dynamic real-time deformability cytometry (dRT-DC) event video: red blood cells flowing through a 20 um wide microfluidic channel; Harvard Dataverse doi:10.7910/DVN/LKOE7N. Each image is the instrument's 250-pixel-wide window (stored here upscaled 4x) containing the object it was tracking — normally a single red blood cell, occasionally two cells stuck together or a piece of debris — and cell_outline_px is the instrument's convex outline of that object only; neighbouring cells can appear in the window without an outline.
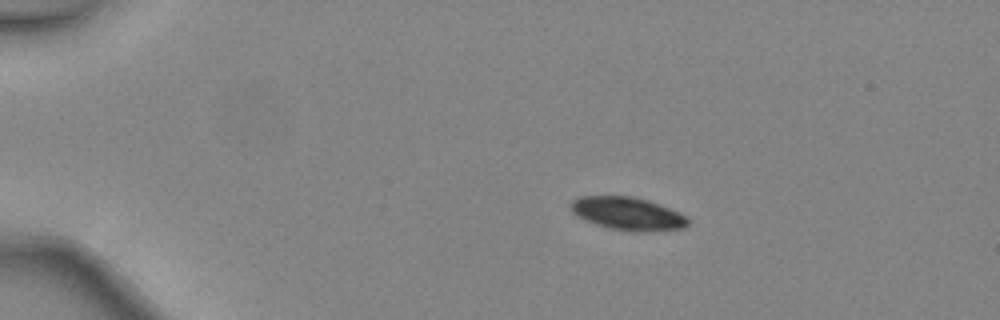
{"species": "common noctule bat (a hibernating species)", "species_latin": "Nyctalus noctula", "temperature_condition": "warm", "stored_images_in_passage": 4, "camera_frame_rate_fps": 3000, "um_per_image_px": 0.085, "animal": {"sex": "female", "body_mass_g": 24.6, "forearm_length_mm": 56.2}, "frame": {"image": 1, "passage_image": 1, "time_ms": 0.0, "image_size_px": [1000, 320], "cell_outline_px": [[688, 224], [684, 228], [640, 232], [636, 232], [608, 228], [584, 220], [572, 212], [568, 204], [572, 200], [580, 196], [632, 196], [648, 200], [660, 204], [680, 212], [688, 216]], "centroid_in_image_um": [53.35, 18.15], "position_along_channel_um": 31.7, "area_um2": 22.72}}
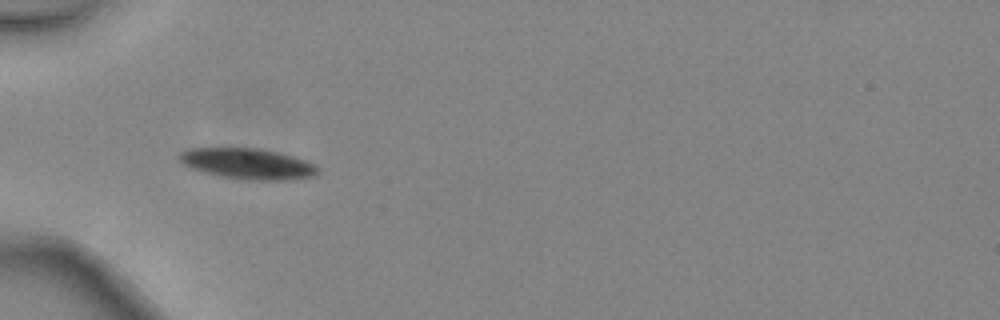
{"frame": {"image": 2, "passage_image": 3, "time_ms": 0.667, "image_size_px": [1000, 320], "cell_outline_px": [[320, 168], [312, 176], [284, 180], [248, 180], [220, 176], [204, 172], [192, 168], [184, 164], [176, 156], [180, 152], [188, 148], [260, 148], [280, 152], [304, 160]], "centroid_in_image_um": [21.01, 13.9], "position_along_channel_um": 64.0, "area_um2": 24.68}}
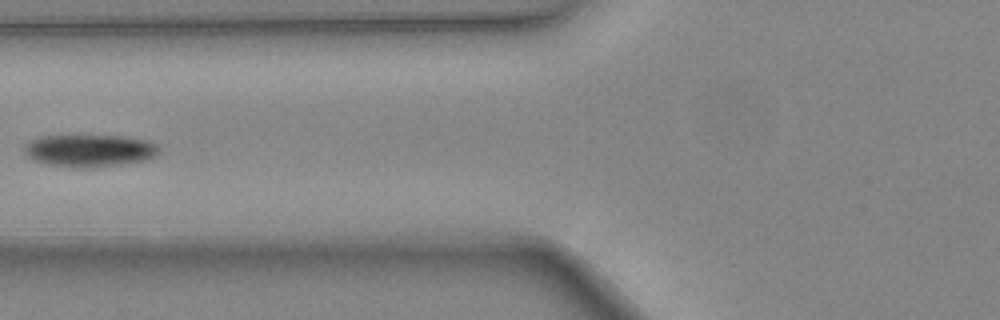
{"frame": {"image": 3, "passage_image": 4, "time_ms": 1.0, "image_size_px": [1000, 320], "cell_outline_px": [[160, 152], [156, 156], [144, 160], [120, 164], [92, 168], [80, 168], [48, 164], [32, 160], [24, 152], [24, 144], [40, 136], [120, 136], [148, 140], [156, 144], [160, 148]], "centroid_in_image_um": [7.62, 12.8], "position_along_channel_um": 118.2, "area_um2": 25.37}}